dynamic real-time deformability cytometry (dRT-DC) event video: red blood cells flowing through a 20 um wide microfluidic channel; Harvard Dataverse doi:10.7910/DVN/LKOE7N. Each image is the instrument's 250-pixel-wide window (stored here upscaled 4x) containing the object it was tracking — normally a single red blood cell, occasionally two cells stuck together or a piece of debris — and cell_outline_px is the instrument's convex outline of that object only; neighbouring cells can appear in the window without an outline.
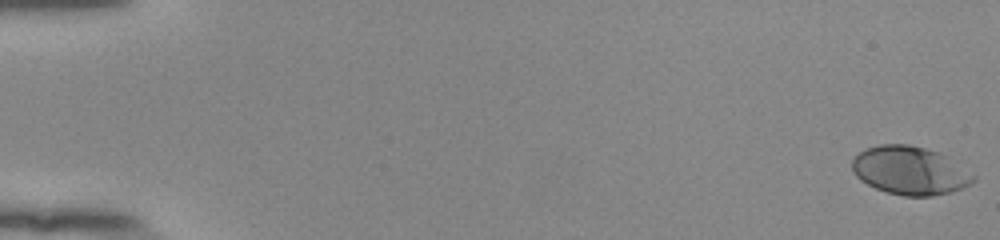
{"species": "human", "species_latin": "Homo sapiens", "temperature_condition": "room temperature", "stored_images_in_passage": 55, "camera_frame_rate_fps": 3000, "um_per_image_px": 0.085, "donor": {"sex": "female"}, "frame": {"image": 1, "passage_image": 1, "time_ms": 0.0, "image_size_px": [1000, 240], "cell_outline_px": [[976, 180], [952, 192], [932, 196], [904, 196], [884, 192], [860, 180], [852, 172], [852, 160], [860, 152], [868, 148], [880, 144], [908, 144], [940, 152], [976, 176]], "centroid_in_image_um": [77.33, 14.5], "position_along_channel_um": 7.7, "area_um2": 34.04}}
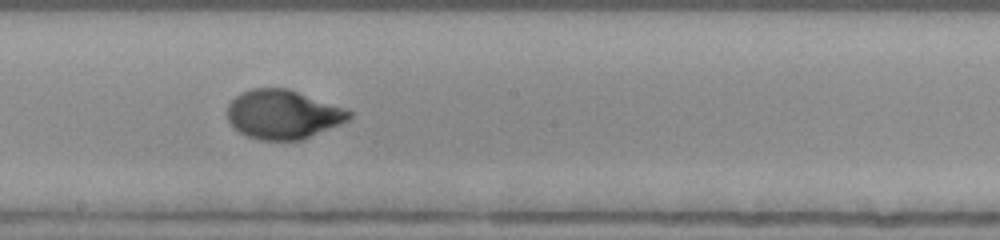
{"frame": {"image": 2, "passage_image": 32, "time_ms": 10.333, "image_size_px": [1000, 240], "cell_outline_px": [[352, 116], [348, 120], [340, 124], [304, 140], [260, 140], [248, 136], [240, 132], [228, 120], [228, 104], [240, 92], [252, 88], [288, 88], [344, 108], [352, 112]], "centroid_in_image_um": [24.06, 9.72], "position_along_channel_um": 224.1, "area_um2": 34.74}}
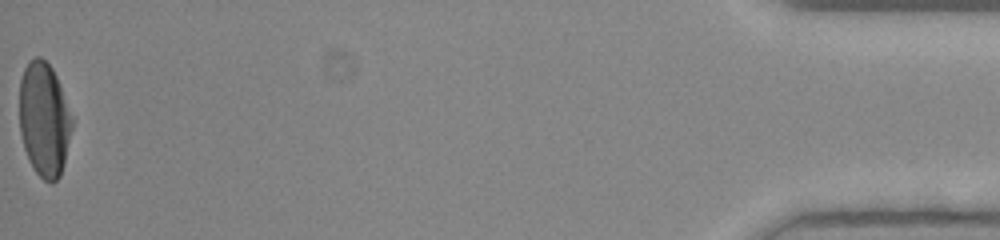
{"frame": {"image": 3, "passage_image": 55, "time_ms": 18.0, "image_size_px": [1000, 240], "cell_outline_px": [[72, 128], [60, 176], [52, 184], [44, 180], [36, 172], [28, 160], [24, 148], [20, 132], [20, 80], [24, 68], [28, 60], [36, 56], [40, 56], [52, 68], [56, 76], [72, 120]], "centroid_in_image_um": [3.72, 10.15], "position_along_channel_um": 431.5, "area_um2": 34.62}, "authors_computed_cell_mechanics": {"area_um2": 34.2754, "velocity_mm_per_s": 3.8836, "shape_relaxation_time_tau1_ms": 3.3728, "shape_relaxation_time_tau2_ms": null, "deformation_change_tau1": 0.2011, "deformation_change_tau2": null}}